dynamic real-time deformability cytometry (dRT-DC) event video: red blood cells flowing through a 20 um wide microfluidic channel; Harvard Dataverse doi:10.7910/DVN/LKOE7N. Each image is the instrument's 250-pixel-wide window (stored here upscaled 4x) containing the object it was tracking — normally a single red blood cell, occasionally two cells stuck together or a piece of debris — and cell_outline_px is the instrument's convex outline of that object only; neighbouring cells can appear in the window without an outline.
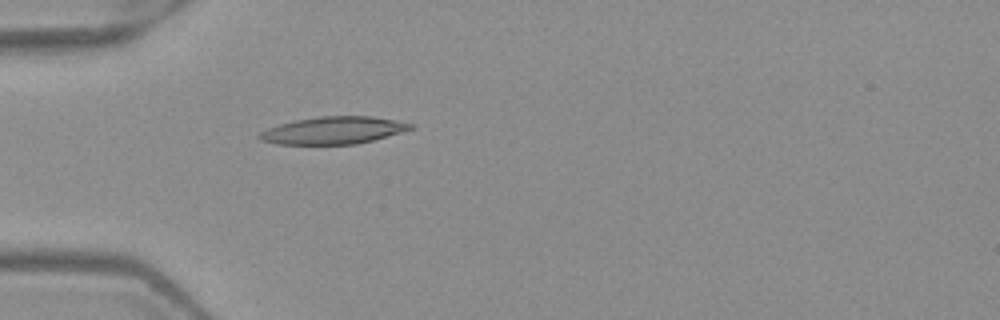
{"species": "Egyptian fruit bat (a non-hibernating species)", "species_latin": "Rousettus aegyptiacus", "temperature_condition": "warm", "stored_images_in_passage": 4, "camera_frame_rate_fps": 3000, "um_per_image_px": 0.085, "frame": {"image": 1, "passage_image": 4, "time_ms": 1.0, "image_size_px": [1000, 320], "cell_outline_px": [[416, 128], [372, 140], [356, 144], [276, 144], [260, 140], [256, 136], [260, 132], [268, 128], [280, 124], [296, 120], [320, 116], [372, 116], [416, 124]], "centroid_in_image_um": [28.35, 11.08], "position_along_channel_um": 56.7, "area_um2": 24.04}}